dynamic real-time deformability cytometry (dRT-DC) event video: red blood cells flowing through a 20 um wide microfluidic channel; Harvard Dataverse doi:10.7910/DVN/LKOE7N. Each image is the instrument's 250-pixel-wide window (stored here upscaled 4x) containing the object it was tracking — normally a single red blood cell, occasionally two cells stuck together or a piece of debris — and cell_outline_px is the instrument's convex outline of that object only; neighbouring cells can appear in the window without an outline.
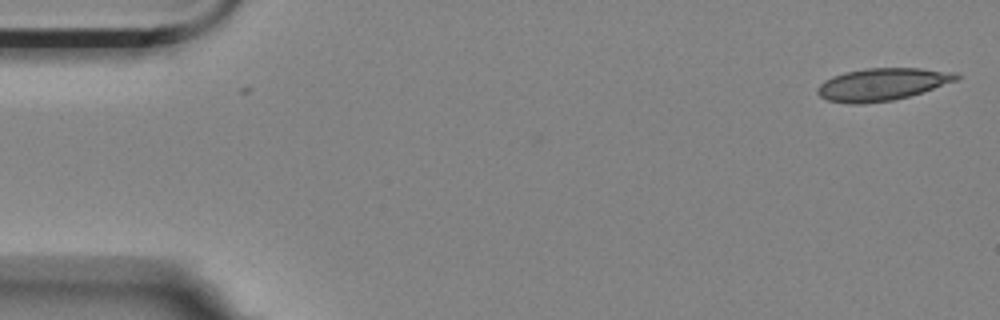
{"species": "Egyptian fruit bat (a non-hibernating species)", "species_latin": "Rousettus aegyptiacus", "temperature_condition": "room temperature", "stored_images_in_passage": 2, "camera_frame_rate_fps": 3000, "um_per_image_px": 0.085, "animal": {"sex": "female"}, "frame": {"image": 1, "passage_image": 2, "time_ms": 0.333, "image_size_px": [1000, 320], "cell_outline_px": [[964, 76], [956, 80], [908, 96], [892, 100], [860, 104], [848, 104], [828, 100], [820, 96], [816, 92], [816, 88], [824, 80], [832, 76], [844, 72], [864, 68], [920, 68], [956, 72]], "centroid_in_image_um": [74.95, 7.15], "position_along_channel_um": 10.1, "area_um2": 26.18}}